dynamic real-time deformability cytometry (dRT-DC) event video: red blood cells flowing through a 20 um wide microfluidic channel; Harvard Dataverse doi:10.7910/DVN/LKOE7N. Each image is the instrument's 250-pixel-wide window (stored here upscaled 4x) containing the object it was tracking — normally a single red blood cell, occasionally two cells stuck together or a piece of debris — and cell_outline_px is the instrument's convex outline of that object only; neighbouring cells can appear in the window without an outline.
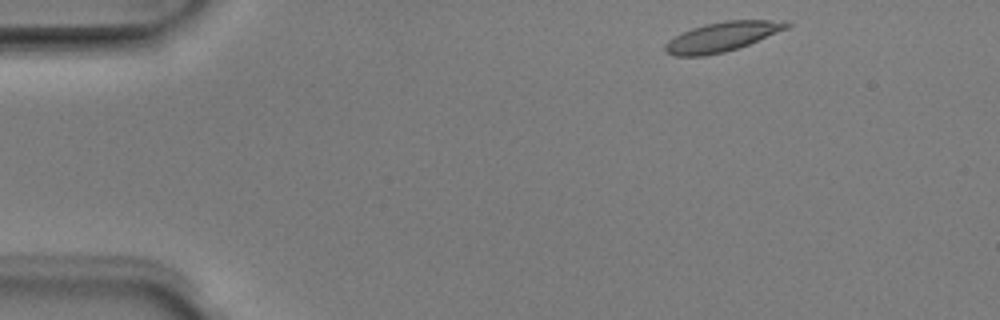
{"species": "Egyptian fruit bat (a non-hibernating species)", "species_latin": "Rousettus aegyptiacus", "temperature_condition": "room temperature", "stored_images_in_passage": 3, "camera_frame_rate_fps": 3000, "um_per_image_px": 0.085, "animal": {"sex": "male"}, "frame": {"image": 1, "passage_image": 1, "time_ms": 0.0, "image_size_px": [1000, 320], "cell_outline_px": [[792, 24], [788, 28], [748, 44], [724, 52], [704, 56], [672, 56], [664, 52], [664, 44], [668, 40], [692, 28], [704, 24], [728, 20], [788, 20]], "centroid_in_image_um": [61.37, 3.12], "position_along_channel_um": 23.6, "area_um2": 20.87}}
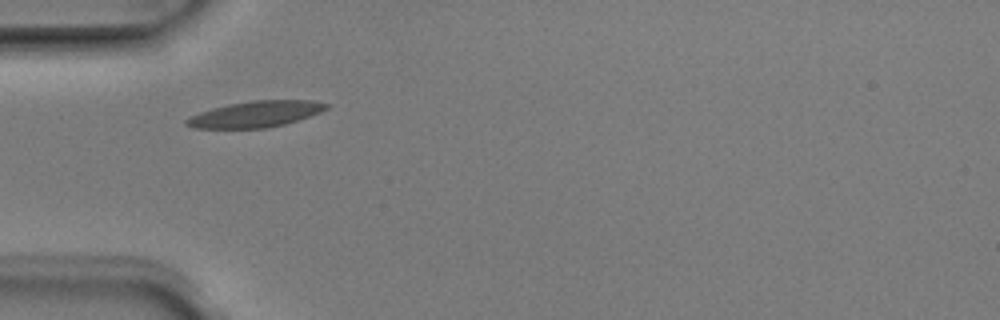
{"frame": {"image": 2, "passage_image": 3, "time_ms": 0.667, "image_size_px": [1000, 320], "cell_outline_px": [[332, 104], [328, 108], [320, 112], [284, 124], [268, 128], [196, 128], [184, 124], [184, 120], [188, 116], [212, 108], [228, 104], [252, 100], [312, 100]], "centroid_in_image_um": [21.71, 9.69], "position_along_channel_um": 63.3, "area_um2": 21.33}}